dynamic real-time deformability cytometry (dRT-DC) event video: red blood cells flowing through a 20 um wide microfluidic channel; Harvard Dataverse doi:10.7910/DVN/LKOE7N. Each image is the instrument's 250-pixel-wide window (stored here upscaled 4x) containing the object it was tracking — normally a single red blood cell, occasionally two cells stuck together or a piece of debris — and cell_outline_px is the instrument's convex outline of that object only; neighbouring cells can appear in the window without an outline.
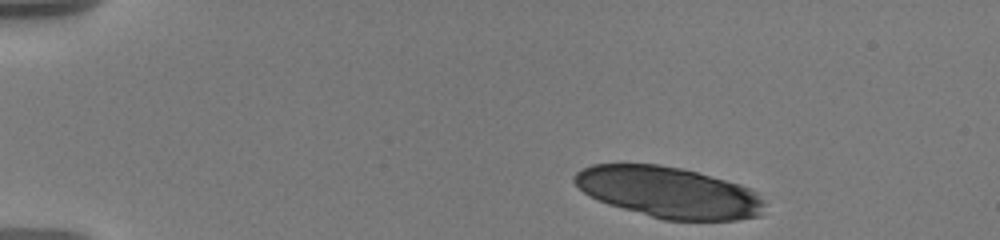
{"species": "human", "species_latin": "Homo sapiens", "temperature_condition": "warm", "stored_images_in_passage": 11, "camera_frame_rate_fps": 3000, "um_per_image_px": 0.085, "donor": {"sex": "male"}, "frame": {"image": 1, "passage_image": 1, "time_ms": 0.0, "image_size_px": [1000, 240], "cell_outline_px": [[764, 204], [760, 216], [736, 220], [664, 220], [608, 204], [584, 192], [572, 180], [572, 176], [576, 172], [592, 164], [660, 164], [680, 168], [696, 172], [740, 184], [752, 188], [764, 200]], "centroid_in_image_um": [56.86, 16.34], "position_along_channel_um": 28.1, "area_um2": 56.36}}